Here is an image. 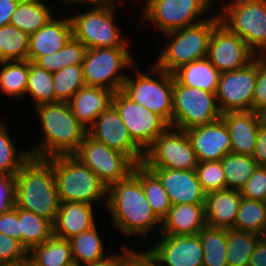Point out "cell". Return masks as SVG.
I'll return each mask as SVG.
<instances>
[{
    "label": "cell",
    "instance_id": "6da1fadb",
    "mask_svg": "<svg viewBox=\"0 0 266 266\" xmlns=\"http://www.w3.org/2000/svg\"><path fill=\"white\" fill-rule=\"evenodd\" d=\"M14 177V205L54 223L61 202L50 161L30 156Z\"/></svg>",
    "mask_w": 266,
    "mask_h": 266
},
{
    "label": "cell",
    "instance_id": "7a4b0ae2",
    "mask_svg": "<svg viewBox=\"0 0 266 266\" xmlns=\"http://www.w3.org/2000/svg\"><path fill=\"white\" fill-rule=\"evenodd\" d=\"M107 205L112 223L123 235H147L162 220L146 199L139 178L131 172L107 188Z\"/></svg>",
    "mask_w": 266,
    "mask_h": 266
},
{
    "label": "cell",
    "instance_id": "3957f363",
    "mask_svg": "<svg viewBox=\"0 0 266 266\" xmlns=\"http://www.w3.org/2000/svg\"><path fill=\"white\" fill-rule=\"evenodd\" d=\"M36 108L45 139L29 149L30 155L38 158L74 155L88 131L75 118L68 102L45 103Z\"/></svg>",
    "mask_w": 266,
    "mask_h": 266
},
{
    "label": "cell",
    "instance_id": "277c9868",
    "mask_svg": "<svg viewBox=\"0 0 266 266\" xmlns=\"http://www.w3.org/2000/svg\"><path fill=\"white\" fill-rule=\"evenodd\" d=\"M53 168L58 196L61 203L93 202L105 200L107 205V187L98 176L74 155H62L47 158Z\"/></svg>",
    "mask_w": 266,
    "mask_h": 266
},
{
    "label": "cell",
    "instance_id": "5b68a950",
    "mask_svg": "<svg viewBox=\"0 0 266 266\" xmlns=\"http://www.w3.org/2000/svg\"><path fill=\"white\" fill-rule=\"evenodd\" d=\"M220 17H208L202 22L164 33L171 42L158 55L155 65L173 73L183 65L207 57L209 40Z\"/></svg>",
    "mask_w": 266,
    "mask_h": 266
},
{
    "label": "cell",
    "instance_id": "8992f818",
    "mask_svg": "<svg viewBox=\"0 0 266 266\" xmlns=\"http://www.w3.org/2000/svg\"><path fill=\"white\" fill-rule=\"evenodd\" d=\"M222 8L223 14H218L220 22L254 53L258 50L261 56H266V0H233Z\"/></svg>",
    "mask_w": 266,
    "mask_h": 266
},
{
    "label": "cell",
    "instance_id": "52a82bcc",
    "mask_svg": "<svg viewBox=\"0 0 266 266\" xmlns=\"http://www.w3.org/2000/svg\"><path fill=\"white\" fill-rule=\"evenodd\" d=\"M155 72L159 73L160 82L148 74L137 72L135 79L127 76L122 91L139 105L160 116L172 127L173 74L153 65L149 73L155 74Z\"/></svg>",
    "mask_w": 266,
    "mask_h": 266
},
{
    "label": "cell",
    "instance_id": "ba28073f",
    "mask_svg": "<svg viewBox=\"0 0 266 266\" xmlns=\"http://www.w3.org/2000/svg\"><path fill=\"white\" fill-rule=\"evenodd\" d=\"M133 59L127 47L88 48L82 63L85 85L122 90L127 75L120 71L133 66Z\"/></svg>",
    "mask_w": 266,
    "mask_h": 266
},
{
    "label": "cell",
    "instance_id": "9c48e42d",
    "mask_svg": "<svg viewBox=\"0 0 266 266\" xmlns=\"http://www.w3.org/2000/svg\"><path fill=\"white\" fill-rule=\"evenodd\" d=\"M215 93L179 84L173 77L172 127L188 130L221 118Z\"/></svg>",
    "mask_w": 266,
    "mask_h": 266
},
{
    "label": "cell",
    "instance_id": "30bf717a",
    "mask_svg": "<svg viewBox=\"0 0 266 266\" xmlns=\"http://www.w3.org/2000/svg\"><path fill=\"white\" fill-rule=\"evenodd\" d=\"M108 5L71 17L73 37L88 48L126 47L114 18L116 7Z\"/></svg>",
    "mask_w": 266,
    "mask_h": 266
},
{
    "label": "cell",
    "instance_id": "8fae6325",
    "mask_svg": "<svg viewBox=\"0 0 266 266\" xmlns=\"http://www.w3.org/2000/svg\"><path fill=\"white\" fill-rule=\"evenodd\" d=\"M198 159L185 130L168 127L144 151L146 167L195 170Z\"/></svg>",
    "mask_w": 266,
    "mask_h": 266
},
{
    "label": "cell",
    "instance_id": "7c38bea8",
    "mask_svg": "<svg viewBox=\"0 0 266 266\" xmlns=\"http://www.w3.org/2000/svg\"><path fill=\"white\" fill-rule=\"evenodd\" d=\"M74 156L89 167L107 188L125 179L136 165L124 153L109 148L88 134Z\"/></svg>",
    "mask_w": 266,
    "mask_h": 266
},
{
    "label": "cell",
    "instance_id": "4fadbf2b",
    "mask_svg": "<svg viewBox=\"0 0 266 266\" xmlns=\"http://www.w3.org/2000/svg\"><path fill=\"white\" fill-rule=\"evenodd\" d=\"M142 17L164 33L198 24V17L212 5L211 0H145ZM211 3V5H210Z\"/></svg>",
    "mask_w": 266,
    "mask_h": 266
},
{
    "label": "cell",
    "instance_id": "5bb4252c",
    "mask_svg": "<svg viewBox=\"0 0 266 266\" xmlns=\"http://www.w3.org/2000/svg\"><path fill=\"white\" fill-rule=\"evenodd\" d=\"M118 111L132 140L145 151L169 125L157 114L130 99L122 90L114 93Z\"/></svg>",
    "mask_w": 266,
    "mask_h": 266
},
{
    "label": "cell",
    "instance_id": "9a60e30c",
    "mask_svg": "<svg viewBox=\"0 0 266 266\" xmlns=\"http://www.w3.org/2000/svg\"><path fill=\"white\" fill-rule=\"evenodd\" d=\"M257 70L258 59L254 58L244 67L220 73L216 97L222 114L226 112L252 111Z\"/></svg>",
    "mask_w": 266,
    "mask_h": 266
},
{
    "label": "cell",
    "instance_id": "2e32d148",
    "mask_svg": "<svg viewBox=\"0 0 266 266\" xmlns=\"http://www.w3.org/2000/svg\"><path fill=\"white\" fill-rule=\"evenodd\" d=\"M254 55L256 53L248 44L224 24L219 22L214 27L209 40L207 58L220 73L244 67L254 59Z\"/></svg>",
    "mask_w": 266,
    "mask_h": 266
},
{
    "label": "cell",
    "instance_id": "e0dca14e",
    "mask_svg": "<svg viewBox=\"0 0 266 266\" xmlns=\"http://www.w3.org/2000/svg\"><path fill=\"white\" fill-rule=\"evenodd\" d=\"M160 236L161 241L145 251L155 266H203L204 251L199 234Z\"/></svg>",
    "mask_w": 266,
    "mask_h": 266
},
{
    "label": "cell",
    "instance_id": "ac0fdd59",
    "mask_svg": "<svg viewBox=\"0 0 266 266\" xmlns=\"http://www.w3.org/2000/svg\"><path fill=\"white\" fill-rule=\"evenodd\" d=\"M93 139L127 155L135 164H142L144 151L132 140L116 108L104 110L87 129Z\"/></svg>",
    "mask_w": 266,
    "mask_h": 266
},
{
    "label": "cell",
    "instance_id": "d6986e66",
    "mask_svg": "<svg viewBox=\"0 0 266 266\" xmlns=\"http://www.w3.org/2000/svg\"><path fill=\"white\" fill-rule=\"evenodd\" d=\"M198 162L219 161L232 152L228 128L222 118L186 130Z\"/></svg>",
    "mask_w": 266,
    "mask_h": 266
},
{
    "label": "cell",
    "instance_id": "ffe728a7",
    "mask_svg": "<svg viewBox=\"0 0 266 266\" xmlns=\"http://www.w3.org/2000/svg\"><path fill=\"white\" fill-rule=\"evenodd\" d=\"M147 168L159 178L172 205L205 204L206 193L201 188L195 170Z\"/></svg>",
    "mask_w": 266,
    "mask_h": 266
},
{
    "label": "cell",
    "instance_id": "44dd1931",
    "mask_svg": "<svg viewBox=\"0 0 266 266\" xmlns=\"http://www.w3.org/2000/svg\"><path fill=\"white\" fill-rule=\"evenodd\" d=\"M73 37L71 18L50 19L37 32L29 36L28 60L35 62L39 57L58 52Z\"/></svg>",
    "mask_w": 266,
    "mask_h": 266
},
{
    "label": "cell",
    "instance_id": "7402d4cb",
    "mask_svg": "<svg viewBox=\"0 0 266 266\" xmlns=\"http://www.w3.org/2000/svg\"><path fill=\"white\" fill-rule=\"evenodd\" d=\"M221 118L230 134L232 152L252 156L259 131L256 112H226Z\"/></svg>",
    "mask_w": 266,
    "mask_h": 266
},
{
    "label": "cell",
    "instance_id": "603a6c76",
    "mask_svg": "<svg viewBox=\"0 0 266 266\" xmlns=\"http://www.w3.org/2000/svg\"><path fill=\"white\" fill-rule=\"evenodd\" d=\"M113 91L94 86H83L68 101L75 118L87 129L99 115L112 105Z\"/></svg>",
    "mask_w": 266,
    "mask_h": 266
},
{
    "label": "cell",
    "instance_id": "cb8c5ba5",
    "mask_svg": "<svg viewBox=\"0 0 266 266\" xmlns=\"http://www.w3.org/2000/svg\"><path fill=\"white\" fill-rule=\"evenodd\" d=\"M93 208V205L84 202L60 203L53 223V235L69 240L94 227L96 224Z\"/></svg>",
    "mask_w": 266,
    "mask_h": 266
},
{
    "label": "cell",
    "instance_id": "d4e9b609",
    "mask_svg": "<svg viewBox=\"0 0 266 266\" xmlns=\"http://www.w3.org/2000/svg\"><path fill=\"white\" fill-rule=\"evenodd\" d=\"M241 199L239 190L228 188L207 193L204 204L206 224L233 228Z\"/></svg>",
    "mask_w": 266,
    "mask_h": 266
},
{
    "label": "cell",
    "instance_id": "484cf974",
    "mask_svg": "<svg viewBox=\"0 0 266 266\" xmlns=\"http://www.w3.org/2000/svg\"><path fill=\"white\" fill-rule=\"evenodd\" d=\"M161 224L160 234H199L206 225L204 204L172 205Z\"/></svg>",
    "mask_w": 266,
    "mask_h": 266
},
{
    "label": "cell",
    "instance_id": "4316f807",
    "mask_svg": "<svg viewBox=\"0 0 266 266\" xmlns=\"http://www.w3.org/2000/svg\"><path fill=\"white\" fill-rule=\"evenodd\" d=\"M172 74L174 79L183 86L216 94L220 72L207 57L183 65Z\"/></svg>",
    "mask_w": 266,
    "mask_h": 266
},
{
    "label": "cell",
    "instance_id": "83f0119b",
    "mask_svg": "<svg viewBox=\"0 0 266 266\" xmlns=\"http://www.w3.org/2000/svg\"><path fill=\"white\" fill-rule=\"evenodd\" d=\"M29 253L28 260L35 266H75L70 241L54 235Z\"/></svg>",
    "mask_w": 266,
    "mask_h": 266
},
{
    "label": "cell",
    "instance_id": "f1b7e54d",
    "mask_svg": "<svg viewBox=\"0 0 266 266\" xmlns=\"http://www.w3.org/2000/svg\"><path fill=\"white\" fill-rule=\"evenodd\" d=\"M53 17L49 6L41 0H20L11 16L10 24L30 35Z\"/></svg>",
    "mask_w": 266,
    "mask_h": 266
},
{
    "label": "cell",
    "instance_id": "f546056e",
    "mask_svg": "<svg viewBox=\"0 0 266 266\" xmlns=\"http://www.w3.org/2000/svg\"><path fill=\"white\" fill-rule=\"evenodd\" d=\"M132 172L139 178L152 210L162 220L172 204L159 178L144 164H136Z\"/></svg>",
    "mask_w": 266,
    "mask_h": 266
},
{
    "label": "cell",
    "instance_id": "4dcf8cb0",
    "mask_svg": "<svg viewBox=\"0 0 266 266\" xmlns=\"http://www.w3.org/2000/svg\"><path fill=\"white\" fill-rule=\"evenodd\" d=\"M19 227L22 246L29 252L53 235V223L47 218L19 208Z\"/></svg>",
    "mask_w": 266,
    "mask_h": 266
},
{
    "label": "cell",
    "instance_id": "1f68e13d",
    "mask_svg": "<svg viewBox=\"0 0 266 266\" xmlns=\"http://www.w3.org/2000/svg\"><path fill=\"white\" fill-rule=\"evenodd\" d=\"M75 266L105 259L104 246L96 225L69 239Z\"/></svg>",
    "mask_w": 266,
    "mask_h": 266
},
{
    "label": "cell",
    "instance_id": "d6a6232c",
    "mask_svg": "<svg viewBox=\"0 0 266 266\" xmlns=\"http://www.w3.org/2000/svg\"><path fill=\"white\" fill-rule=\"evenodd\" d=\"M203 246V266H228L227 229L206 224L199 232Z\"/></svg>",
    "mask_w": 266,
    "mask_h": 266
},
{
    "label": "cell",
    "instance_id": "836d02e7",
    "mask_svg": "<svg viewBox=\"0 0 266 266\" xmlns=\"http://www.w3.org/2000/svg\"><path fill=\"white\" fill-rule=\"evenodd\" d=\"M260 237L249 231L227 228V265L248 266L254 246Z\"/></svg>",
    "mask_w": 266,
    "mask_h": 266
},
{
    "label": "cell",
    "instance_id": "e575fe53",
    "mask_svg": "<svg viewBox=\"0 0 266 266\" xmlns=\"http://www.w3.org/2000/svg\"><path fill=\"white\" fill-rule=\"evenodd\" d=\"M226 178V188L241 190L253 174L257 163L252 156L228 153L221 159Z\"/></svg>",
    "mask_w": 266,
    "mask_h": 266
},
{
    "label": "cell",
    "instance_id": "d590c367",
    "mask_svg": "<svg viewBox=\"0 0 266 266\" xmlns=\"http://www.w3.org/2000/svg\"><path fill=\"white\" fill-rule=\"evenodd\" d=\"M0 88L9 96L22 97L25 95L29 60H14L0 62Z\"/></svg>",
    "mask_w": 266,
    "mask_h": 266
},
{
    "label": "cell",
    "instance_id": "8d00e7d4",
    "mask_svg": "<svg viewBox=\"0 0 266 266\" xmlns=\"http://www.w3.org/2000/svg\"><path fill=\"white\" fill-rule=\"evenodd\" d=\"M29 34L12 24L0 27V62L28 60Z\"/></svg>",
    "mask_w": 266,
    "mask_h": 266
},
{
    "label": "cell",
    "instance_id": "74e56055",
    "mask_svg": "<svg viewBox=\"0 0 266 266\" xmlns=\"http://www.w3.org/2000/svg\"><path fill=\"white\" fill-rule=\"evenodd\" d=\"M233 229L262 236L266 229V202L242 197Z\"/></svg>",
    "mask_w": 266,
    "mask_h": 266
},
{
    "label": "cell",
    "instance_id": "f35d334b",
    "mask_svg": "<svg viewBox=\"0 0 266 266\" xmlns=\"http://www.w3.org/2000/svg\"><path fill=\"white\" fill-rule=\"evenodd\" d=\"M83 86L85 80L82 64L70 65L53 73L55 102H68Z\"/></svg>",
    "mask_w": 266,
    "mask_h": 266
},
{
    "label": "cell",
    "instance_id": "ab89813d",
    "mask_svg": "<svg viewBox=\"0 0 266 266\" xmlns=\"http://www.w3.org/2000/svg\"><path fill=\"white\" fill-rule=\"evenodd\" d=\"M25 94L32 96L36 103L35 106L55 102L53 73L29 61V73Z\"/></svg>",
    "mask_w": 266,
    "mask_h": 266
},
{
    "label": "cell",
    "instance_id": "60d3db41",
    "mask_svg": "<svg viewBox=\"0 0 266 266\" xmlns=\"http://www.w3.org/2000/svg\"><path fill=\"white\" fill-rule=\"evenodd\" d=\"M8 132L7 126L0 124V176L14 177L31 155L29 150L18 152Z\"/></svg>",
    "mask_w": 266,
    "mask_h": 266
},
{
    "label": "cell",
    "instance_id": "b9f144b4",
    "mask_svg": "<svg viewBox=\"0 0 266 266\" xmlns=\"http://www.w3.org/2000/svg\"><path fill=\"white\" fill-rule=\"evenodd\" d=\"M195 172L201 188L206 194L226 189V178L221 160L199 162Z\"/></svg>",
    "mask_w": 266,
    "mask_h": 266
},
{
    "label": "cell",
    "instance_id": "7bdbcfd3",
    "mask_svg": "<svg viewBox=\"0 0 266 266\" xmlns=\"http://www.w3.org/2000/svg\"><path fill=\"white\" fill-rule=\"evenodd\" d=\"M28 255L19 241L0 233V265L22 263L28 259Z\"/></svg>",
    "mask_w": 266,
    "mask_h": 266
},
{
    "label": "cell",
    "instance_id": "ee69618b",
    "mask_svg": "<svg viewBox=\"0 0 266 266\" xmlns=\"http://www.w3.org/2000/svg\"><path fill=\"white\" fill-rule=\"evenodd\" d=\"M240 192L244 198L266 202V167L256 166Z\"/></svg>",
    "mask_w": 266,
    "mask_h": 266
},
{
    "label": "cell",
    "instance_id": "f6af8a7d",
    "mask_svg": "<svg viewBox=\"0 0 266 266\" xmlns=\"http://www.w3.org/2000/svg\"><path fill=\"white\" fill-rule=\"evenodd\" d=\"M87 48L74 37L57 52V72L67 66L82 64Z\"/></svg>",
    "mask_w": 266,
    "mask_h": 266
},
{
    "label": "cell",
    "instance_id": "bcb514c9",
    "mask_svg": "<svg viewBox=\"0 0 266 266\" xmlns=\"http://www.w3.org/2000/svg\"><path fill=\"white\" fill-rule=\"evenodd\" d=\"M266 108V56L258 58L257 78L252 99V111Z\"/></svg>",
    "mask_w": 266,
    "mask_h": 266
},
{
    "label": "cell",
    "instance_id": "7dc6e473",
    "mask_svg": "<svg viewBox=\"0 0 266 266\" xmlns=\"http://www.w3.org/2000/svg\"><path fill=\"white\" fill-rule=\"evenodd\" d=\"M0 233L12 237L22 245V233L19 227V208L15 205L0 214Z\"/></svg>",
    "mask_w": 266,
    "mask_h": 266
},
{
    "label": "cell",
    "instance_id": "c3c4849f",
    "mask_svg": "<svg viewBox=\"0 0 266 266\" xmlns=\"http://www.w3.org/2000/svg\"><path fill=\"white\" fill-rule=\"evenodd\" d=\"M15 177L0 176V214L14 206Z\"/></svg>",
    "mask_w": 266,
    "mask_h": 266
},
{
    "label": "cell",
    "instance_id": "681fc988",
    "mask_svg": "<svg viewBox=\"0 0 266 266\" xmlns=\"http://www.w3.org/2000/svg\"><path fill=\"white\" fill-rule=\"evenodd\" d=\"M252 157L257 163V166L266 167V132L260 128Z\"/></svg>",
    "mask_w": 266,
    "mask_h": 266
},
{
    "label": "cell",
    "instance_id": "f907efd6",
    "mask_svg": "<svg viewBox=\"0 0 266 266\" xmlns=\"http://www.w3.org/2000/svg\"><path fill=\"white\" fill-rule=\"evenodd\" d=\"M249 266H266V239L262 236L254 246Z\"/></svg>",
    "mask_w": 266,
    "mask_h": 266
},
{
    "label": "cell",
    "instance_id": "816d5d0a",
    "mask_svg": "<svg viewBox=\"0 0 266 266\" xmlns=\"http://www.w3.org/2000/svg\"><path fill=\"white\" fill-rule=\"evenodd\" d=\"M124 254H113L111 256H107L105 259L82 265V266H122V263L134 252L133 250H129L128 248H124Z\"/></svg>",
    "mask_w": 266,
    "mask_h": 266
},
{
    "label": "cell",
    "instance_id": "f5cc1de1",
    "mask_svg": "<svg viewBox=\"0 0 266 266\" xmlns=\"http://www.w3.org/2000/svg\"><path fill=\"white\" fill-rule=\"evenodd\" d=\"M20 0H0V27L10 24V19Z\"/></svg>",
    "mask_w": 266,
    "mask_h": 266
},
{
    "label": "cell",
    "instance_id": "db71d44e",
    "mask_svg": "<svg viewBox=\"0 0 266 266\" xmlns=\"http://www.w3.org/2000/svg\"><path fill=\"white\" fill-rule=\"evenodd\" d=\"M122 266H155L152 258L144 251L133 252L123 263Z\"/></svg>",
    "mask_w": 266,
    "mask_h": 266
},
{
    "label": "cell",
    "instance_id": "11a10c76",
    "mask_svg": "<svg viewBox=\"0 0 266 266\" xmlns=\"http://www.w3.org/2000/svg\"><path fill=\"white\" fill-rule=\"evenodd\" d=\"M34 63L50 73H55L58 66L57 52L39 57Z\"/></svg>",
    "mask_w": 266,
    "mask_h": 266
},
{
    "label": "cell",
    "instance_id": "9f6ffc18",
    "mask_svg": "<svg viewBox=\"0 0 266 266\" xmlns=\"http://www.w3.org/2000/svg\"><path fill=\"white\" fill-rule=\"evenodd\" d=\"M63 2H67V3H85V4H95L96 7H104V6H108V5H113V3H115V0H62Z\"/></svg>",
    "mask_w": 266,
    "mask_h": 266
},
{
    "label": "cell",
    "instance_id": "6f0895ef",
    "mask_svg": "<svg viewBox=\"0 0 266 266\" xmlns=\"http://www.w3.org/2000/svg\"><path fill=\"white\" fill-rule=\"evenodd\" d=\"M257 114L259 128L266 132V108L255 111Z\"/></svg>",
    "mask_w": 266,
    "mask_h": 266
},
{
    "label": "cell",
    "instance_id": "680465c9",
    "mask_svg": "<svg viewBox=\"0 0 266 266\" xmlns=\"http://www.w3.org/2000/svg\"><path fill=\"white\" fill-rule=\"evenodd\" d=\"M0 266H28V259L22 263L17 264H8V265H0Z\"/></svg>",
    "mask_w": 266,
    "mask_h": 266
},
{
    "label": "cell",
    "instance_id": "91938a15",
    "mask_svg": "<svg viewBox=\"0 0 266 266\" xmlns=\"http://www.w3.org/2000/svg\"><path fill=\"white\" fill-rule=\"evenodd\" d=\"M262 237L266 239V229H265V231H264Z\"/></svg>",
    "mask_w": 266,
    "mask_h": 266
},
{
    "label": "cell",
    "instance_id": "94428289",
    "mask_svg": "<svg viewBox=\"0 0 266 266\" xmlns=\"http://www.w3.org/2000/svg\"><path fill=\"white\" fill-rule=\"evenodd\" d=\"M28 266H35L28 260Z\"/></svg>",
    "mask_w": 266,
    "mask_h": 266
}]
</instances>
